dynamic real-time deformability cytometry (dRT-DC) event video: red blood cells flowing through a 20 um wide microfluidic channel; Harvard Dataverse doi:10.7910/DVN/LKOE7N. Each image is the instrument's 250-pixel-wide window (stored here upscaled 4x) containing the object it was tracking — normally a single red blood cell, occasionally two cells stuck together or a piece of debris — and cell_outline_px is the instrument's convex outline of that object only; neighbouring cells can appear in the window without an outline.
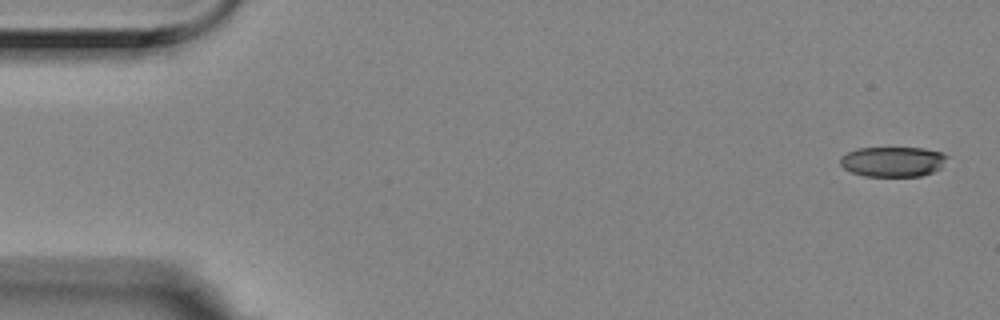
{"species": "Egyptian fruit bat (a non-hibernating species)", "species_latin": "Rousettus aegyptiacus", "temperature_condition": "room temperature", "stored_images_in_passage": 4, "camera_frame_rate_fps": 3000, "um_per_image_px": 0.085, "animal": {"sex": "female"}, "frame": {"image": 1, "passage_image": 1, "time_ms": 0.0, "image_size_px": [1000, 320], "cell_outline_px": [[948, 156], [940, 168], [932, 172], [920, 176], [864, 176], [852, 172], [844, 168], [840, 164], [840, 156], [848, 152], [860, 148], [924, 148], [940, 152]], "centroid_in_image_um": [75.87, 13.74], "position_along_channel_um": 9.1, "area_um2": 18.61}}